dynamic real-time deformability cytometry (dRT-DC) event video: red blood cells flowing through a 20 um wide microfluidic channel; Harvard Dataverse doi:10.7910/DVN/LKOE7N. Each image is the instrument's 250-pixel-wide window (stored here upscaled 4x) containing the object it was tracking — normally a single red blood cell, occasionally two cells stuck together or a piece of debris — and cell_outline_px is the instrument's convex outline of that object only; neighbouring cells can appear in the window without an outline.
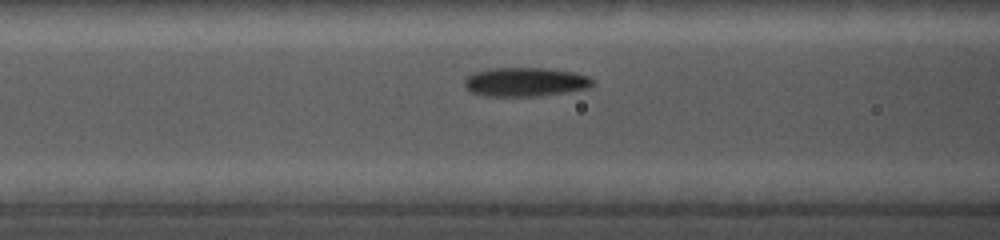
{"species": "common noctule bat (a hibernating species)", "species_latin": "Nyctalus noctula", "temperature_condition": "cold", "stored_images_in_passage": 18, "camera_frame_rate_fps": 5000, "um_per_image_px": 0.085, "animal": {"sex": "female", "body_mass_g": 19.0, "forearm_length_mm": 56.7}, "frame": {"image": 1, "passage_image": 9, "time_ms": 3.0, "image_size_px": [1000, 240], "cell_outline_px": [[596, 84], [588, 88], [564, 92], [536, 96], [484, 96], [472, 92], [464, 84], [464, 80], [472, 72], [488, 68], [548, 68], [572, 72], [588, 76]], "centroid_in_image_um": [44.63, 6.96], "position_along_channel_um": 122.0, "area_um2": 21.62}}
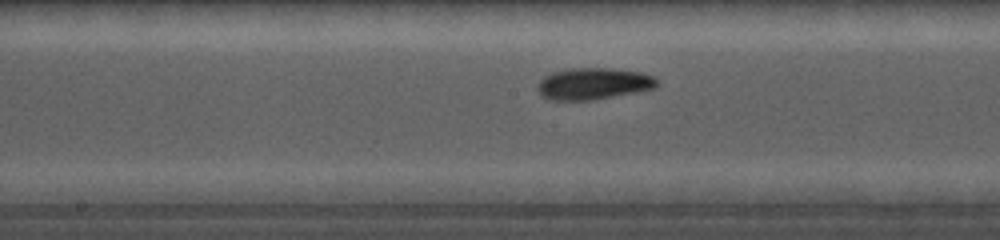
{"frame": {"image": 2, "passage_image": 15, "time_ms": 5.0, "image_size_px": [1000, 240], "cell_outline_px": [[656, 88], [592, 100], [552, 100], [540, 96], [536, 88], [540, 80], [544, 76], [552, 72], [572, 68], [612, 68], [640, 72], [656, 76]], "centroid_in_image_um": [50.41, 7.11], "position_along_channel_um": 197.8, "area_um2": 22.08}}
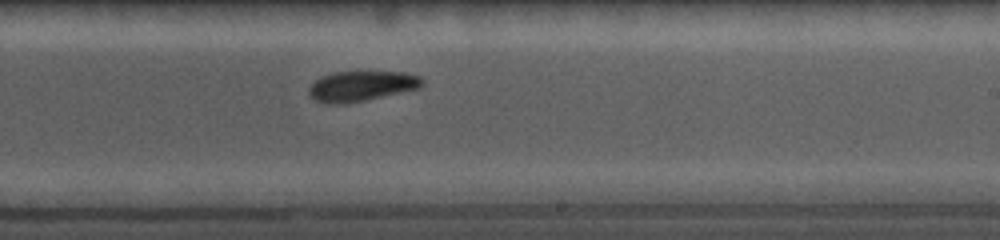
{"frame": {"image": 3, "passage_image": 18, "time_ms": 6.6, "image_size_px": [1000, 240], "cell_outline_px": [[424, 84], [420, 88], [364, 100], [344, 104], [328, 104], [316, 100], [308, 96], [308, 88], [316, 80], [324, 76], [336, 72], [404, 72], [420, 76], [424, 80]], "centroid_in_image_um": [30.73, 7.32], "position_along_channel_um": 258.3, "area_um2": 19.83}}